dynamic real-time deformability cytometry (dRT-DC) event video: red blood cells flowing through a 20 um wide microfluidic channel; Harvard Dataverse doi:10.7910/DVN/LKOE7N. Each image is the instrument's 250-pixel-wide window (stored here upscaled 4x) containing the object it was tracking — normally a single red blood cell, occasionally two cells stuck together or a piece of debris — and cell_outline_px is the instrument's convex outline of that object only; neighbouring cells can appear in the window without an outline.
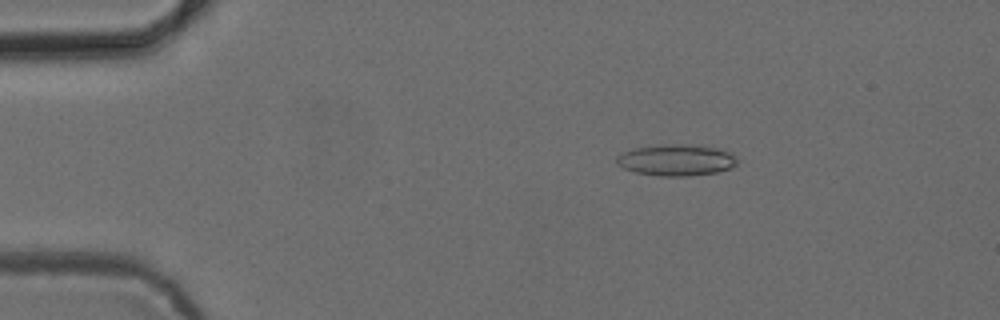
{"species": "common noctule bat (a hibernating species)", "species_latin": "Nyctalus noctula", "temperature_condition": "cold", "stored_images_in_passage": 49, "camera_frame_rate_fps": 3000, "um_per_image_px": 0.085, "animal": {"sex": "female", "body_mass_g": 24.6, "forearm_length_mm": 56.2}, "frame": {"image": 1, "passage_image": 6, "time_ms": 1.667, "image_size_px": [1000, 320], "cell_outline_px": [[736, 164], [732, 168], [716, 172], [688, 176], [660, 176], [636, 172], [624, 168], [616, 164], [616, 156], [620, 152], [632, 148], [660, 144], [688, 144], [716, 148], [728, 152], [736, 156]], "centroid_in_image_um": [57.43, 13.59], "position_along_channel_um": 27.6, "area_um2": 22.2}}
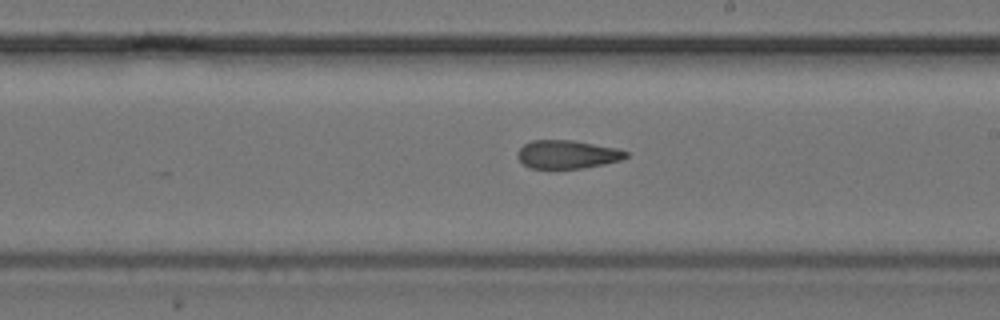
{"frame": {"image": 2, "passage_image": 27, "time_ms": 8.667, "image_size_px": [1000, 320], "cell_outline_px": [[628, 156], [620, 160], [604, 164], [584, 168], [528, 168], [516, 156], [520, 148], [524, 144], [532, 140], [572, 140], [616, 148], [628, 152]], "centroid_in_image_um": [48.2, 13.12], "position_along_channel_um": 240.8, "area_um2": 17.8}}
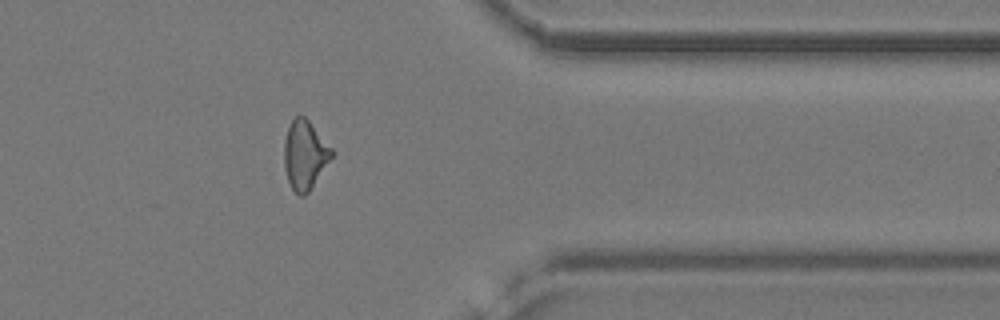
{"frame": {"image": 3, "passage_image": 39, "time_ms": 12.667, "image_size_px": [1000, 320], "cell_outline_px": [[332, 156], [308, 192], [304, 196], [300, 196], [292, 188], [288, 180], [284, 168], [284, 140], [288, 128], [292, 120], [296, 116], [304, 116], [308, 120], [332, 148]], "centroid_in_image_um": [25.88, 13.16], "position_along_channel_um": 385.5, "area_um2": 18.67}, "authors_computed_cell_mechanics": {"area_um2": 19.1318, "velocity_mm_per_s": 3.9592, "shape_relaxation_time_tau1_ms": null, "shape_relaxation_time_tau2_ms": 2.2694, "deformation_change_tau1": null, "deformation_change_tau2": 0.1048}}